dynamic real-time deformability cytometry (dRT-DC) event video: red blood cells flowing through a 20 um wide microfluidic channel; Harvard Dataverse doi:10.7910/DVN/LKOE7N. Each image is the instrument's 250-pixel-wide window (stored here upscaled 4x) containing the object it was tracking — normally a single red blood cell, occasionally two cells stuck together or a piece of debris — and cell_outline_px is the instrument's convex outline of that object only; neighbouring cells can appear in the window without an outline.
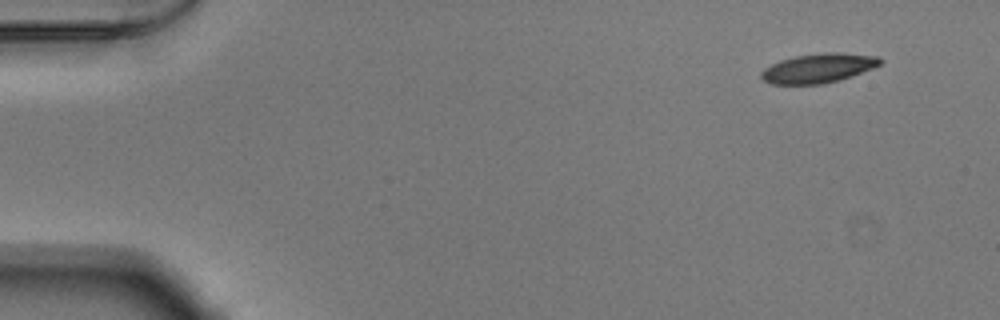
{"species": "Egyptian fruit bat (a non-hibernating species)", "species_latin": "Rousettus aegyptiacus", "temperature_condition": "warm", "stored_images_in_passage": 50, "camera_frame_rate_fps": 3000, "um_per_image_px": 0.085, "animal": {"sex": "male"}, "frame": {"image": 1, "passage_image": 1, "time_ms": 0.0, "image_size_px": [1000, 320], "cell_outline_px": [[884, 60], [880, 64], [872, 68], [852, 76], [840, 80], [824, 84], [768, 84], [760, 76], [760, 72], [764, 68], [780, 60], [796, 56], [824, 52], [840, 52], [880, 56]], "centroid_in_image_um": [69.57, 5.79], "position_along_channel_um": 15.4, "area_um2": 20.52}}
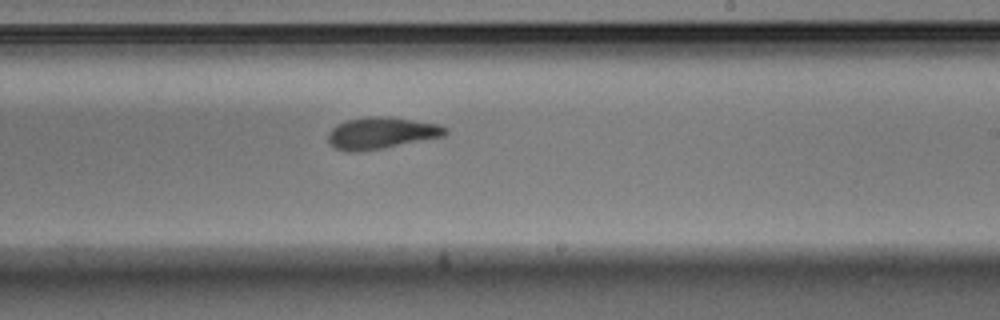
{"frame": {"image": 2, "passage_image": 29, "time_ms": 9.333, "image_size_px": [1000, 320], "cell_outline_px": [[448, 132], [444, 136], [384, 148], [360, 152], [348, 152], [336, 148], [328, 144], [328, 132], [336, 124], [348, 120], [364, 116], [388, 116], [440, 124], [448, 128]], "centroid_in_image_um": [32.4, 11.31], "position_along_channel_um": 256.6, "area_um2": 21.96}}
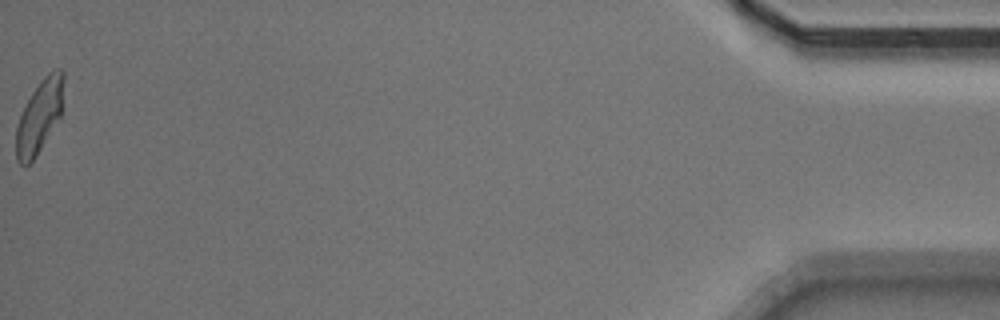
{"frame": {"image": 3, "passage_image": 50, "time_ms": 16.333, "image_size_px": [1000, 320], "cell_outline_px": [[64, 80], [60, 116], [36, 156], [24, 168], [16, 160], [16, 128], [20, 116], [32, 92], [40, 80], [52, 68], [60, 68], [64, 72]], "centroid_in_image_um": [3.35, 9.87], "position_along_channel_um": 431.9, "area_um2": 20.06}, "authors_computed_cell_mechanics": {"area_um2": 21.1259, "velocity_mm_per_s": 3.8517, "shape_relaxation_time_tau1_ms": 3.6058, "shape_relaxation_time_tau2_ms": 1.8317, "deformation_change_tau1": 0.1737, "deformation_change_tau2": 0.0917}}